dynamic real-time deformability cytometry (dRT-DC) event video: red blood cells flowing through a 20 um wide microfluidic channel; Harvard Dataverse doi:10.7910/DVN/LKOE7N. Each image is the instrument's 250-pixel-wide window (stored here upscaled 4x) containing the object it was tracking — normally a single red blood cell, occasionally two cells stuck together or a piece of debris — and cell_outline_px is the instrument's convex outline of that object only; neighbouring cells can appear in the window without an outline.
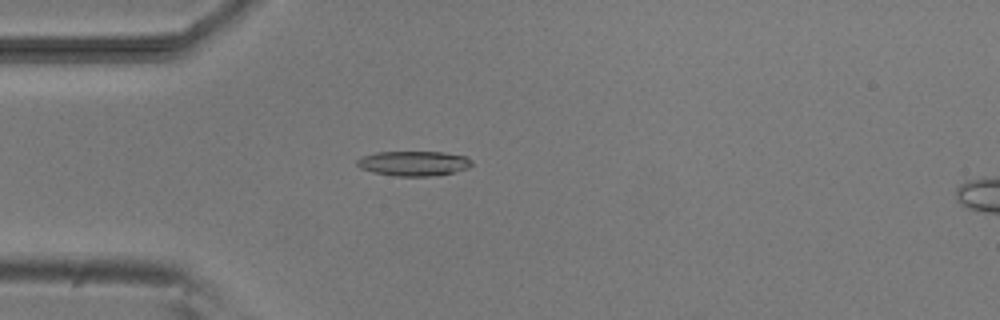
{"species": "common noctule bat (a hibernating species)", "species_latin": "Nyctalus noctula", "temperature_condition": "room temperature", "stored_images_in_passage": 5, "camera_frame_rate_fps": 3000, "um_per_image_px": 0.085, "animal": {"sex": "male", "body_mass_g": 20.5, "forearm_length_mm": 52.5}, "frame": {"image": 1, "passage_image": 4, "time_ms": 3.333, "image_size_px": [1000, 320], "cell_outline_px": [[472, 164], [468, 168], [452, 172], [432, 176], [396, 176], [372, 172], [360, 168], [356, 164], [356, 160], [364, 156], [376, 152], [444, 152], [464, 156], [472, 160]], "centroid_in_image_um": [35.14, 13.89], "position_along_channel_um": 49.9, "area_um2": 16.53}}